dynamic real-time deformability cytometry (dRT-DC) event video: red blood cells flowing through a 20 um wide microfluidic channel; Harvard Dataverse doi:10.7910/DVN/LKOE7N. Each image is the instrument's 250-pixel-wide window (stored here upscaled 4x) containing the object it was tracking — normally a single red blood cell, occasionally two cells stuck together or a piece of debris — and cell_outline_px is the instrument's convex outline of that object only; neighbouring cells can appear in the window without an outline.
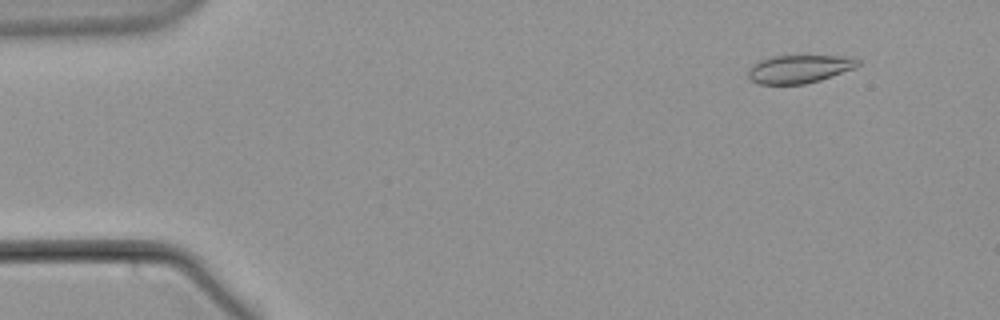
{"species": "common noctule bat (a hibernating species)", "species_latin": "Nyctalus noctula", "temperature_condition": "warm", "stored_images_in_passage": 59, "camera_frame_rate_fps": 3000, "um_per_image_px": 0.085, "animal": {"sex": "male", "body_mass_g": 21.5, "forearm_length_mm": 52.0}, "frame": {"image": 1, "passage_image": 6, "time_ms": 1.667, "image_size_px": [1000, 320], "cell_outline_px": [[860, 64], [856, 68], [820, 80], [804, 84], [756, 84], [748, 76], [748, 72], [752, 64], [760, 60], [772, 56], [844, 56], [860, 60]], "centroid_in_image_um": [67.94, 5.86], "position_along_channel_um": 17.1, "area_um2": 17.98}}
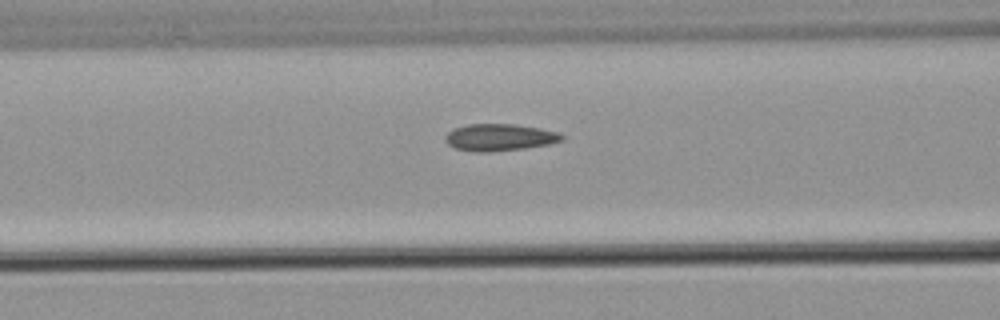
{"frame": {"image": 2, "passage_image": 24, "time_ms": 7.667, "image_size_px": [1000, 320], "cell_outline_px": [[564, 140], [548, 144], [524, 148], [492, 152], [476, 152], [452, 148], [444, 140], [444, 136], [452, 128], [468, 124], [512, 124], [540, 128], [560, 132], [564, 136]], "centroid_in_image_um": [42.43, 11.68], "position_along_channel_um": 124.2, "area_um2": 18.55}}
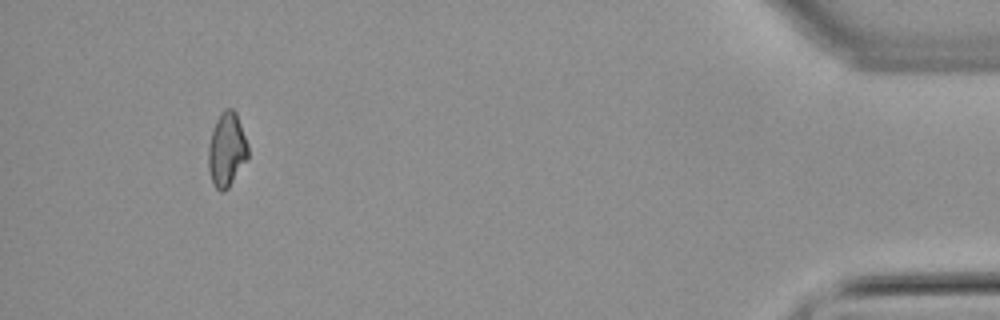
{"frame": {"image": 3, "passage_image": 55, "time_ms": 18.0, "image_size_px": [1000, 320], "cell_outline_px": [[248, 160], [228, 188], [224, 192], [220, 192], [216, 188], [212, 180], [208, 168], [208, 148], [212, 128], [220, 112], [224, 108], [232, 108], [236, 112], [248, 144]], "centroid_in_image_um": [19.27, 12.71], "position_along_channel_um": 415.9, "area_um2": 17.4}}